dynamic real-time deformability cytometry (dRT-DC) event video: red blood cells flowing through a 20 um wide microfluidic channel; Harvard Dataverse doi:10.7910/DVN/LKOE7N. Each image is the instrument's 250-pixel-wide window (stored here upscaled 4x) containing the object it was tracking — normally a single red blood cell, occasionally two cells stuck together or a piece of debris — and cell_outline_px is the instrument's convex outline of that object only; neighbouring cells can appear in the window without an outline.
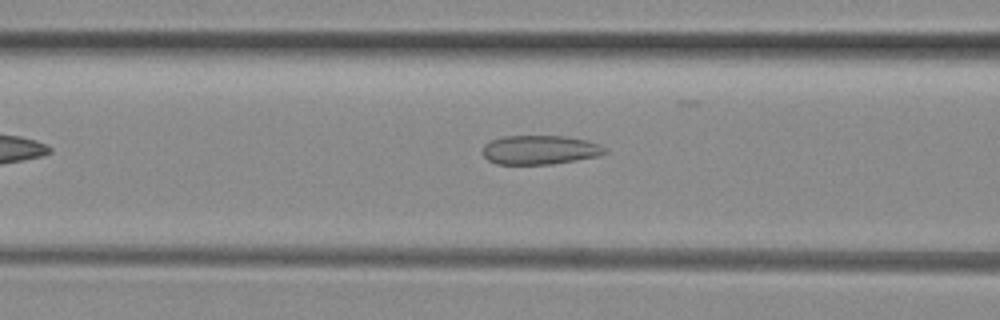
{"species": "common noctule bat (a hibernating species)", "species_latin": "Nyctalus noctula", "temperature_condition": "room temperature", "stored_images_in_passage": 37, "camera_frame_rate_fps": 3000, "um_per_image_px": 0.085, "animal": {"sex": "female", "body_mass_g": 29.2, "forearm_length_mm": 56.3}, "frame": {"image": 1, "passage_image": 6, "time_ms": 1.667, "image_size_px": [1000, 320], "cell_outline_px": [[608, 152], [600, 156], [552, 164], [496, 164], [488, 160], [480, 152], [484, 144], [492, 140], [504, 136], [568, 136], [600, 144]], "centroid_in_image_um": [45.87, 12.74], "position_along_channel_um": 120.7, "area_um2": 20.87}}
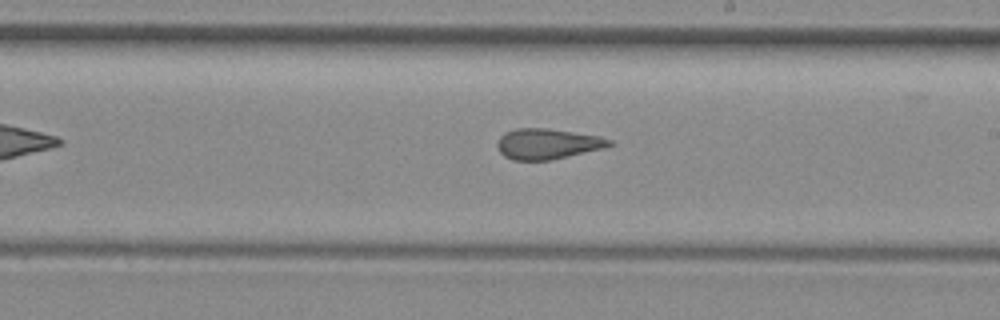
{"frame": {"image": 2, "passage_image": 15, "time_ms": 4.667, "image_size_px": [1000, 320], "cell_outline_px": [[616, 144], [608, 148], [552, 160], [512, 160], [504, 156], [500, 152], [496, 144], [500, 136], [504, 132], [516, 128], [548, 128], [600, 136], [612, 140]], "centroid_in_image_um": [46.59, 12.23], "position_along_channel_um": 242.4, "area_um2": 20.4}}
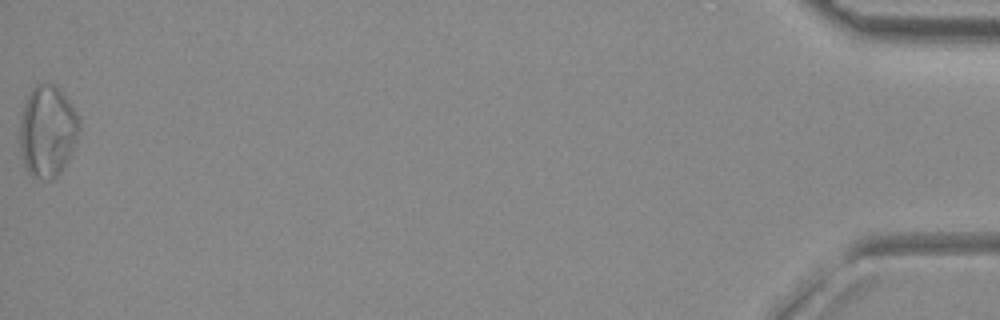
{"frame": {"image": 3, "passage_image": 37, "time_ms": 12.0, "image_size_px": [1000, 320], "cell_outline_px": [[80, 128], [76, 140], [60, 172], [52, 180], [48, 180], [32, 176], [24, 168], [20, 144], [20, 124], [24, 104], [32, 88], [36, 84], [52, 84], [68, 100], [76, 112], [80, 120]], "centroid_in_image_um": [4.02, 11.17], "position_along_channel_um": 431.2, "area_um2": 31.15}, "authors_computed_cell_mechanics": {"area_um2": 20.9236, "velocity_mm_per_s": 4.063, "shape_relaxation_time_tau1_ms": null, "shape_relaxation_time_tau2_ms": 2.1656, "deformation_change_tau1": null, "deformation_change_tau2": 0.1162}}